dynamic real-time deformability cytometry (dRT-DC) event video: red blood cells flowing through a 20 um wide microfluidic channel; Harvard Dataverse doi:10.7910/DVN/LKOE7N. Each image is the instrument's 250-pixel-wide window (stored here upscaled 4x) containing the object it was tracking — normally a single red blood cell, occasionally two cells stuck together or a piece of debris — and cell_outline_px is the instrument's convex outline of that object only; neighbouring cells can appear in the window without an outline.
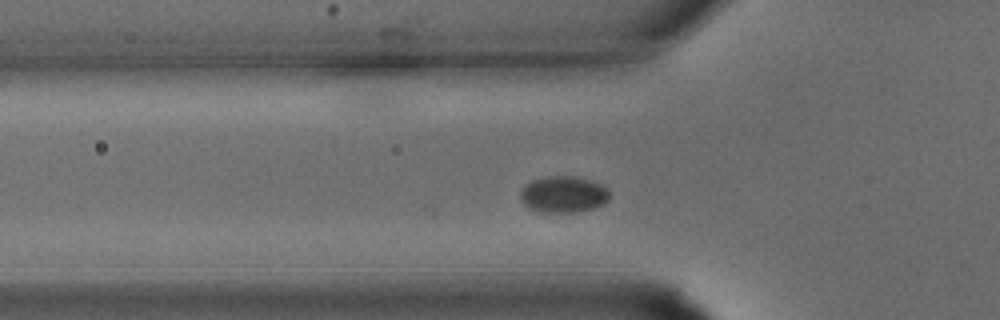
{"species": "common noctule bat (a hibernating species)", "species_latin": "Nyctalus noctula", "temperature_condition": "warm", "stored_images_in_passage": 10, "camera_frame_rate_fps": 3000, "um_per_image_px": 0.085, "animal": {"sex": "male", "body_mass_g": 15.6}, "frame": {"image": 1, "passage_image": 6, "time_ms": 1.667, "image_size_px": [1000, 320], "cell_outline_px": [[608, 200], [604, 204], [592, 208], [576, 212], [540, 212], [524, 204], [520, 200], [520, 192], [524, 184], [532, 180], [544, 176], [576, 176], [592, 180], [600, 184], [608, 192]], "centroid_in_image_um": [47.85, 16.5], "position_along_channel_um": 77.9, "area_um2": 18.96}}
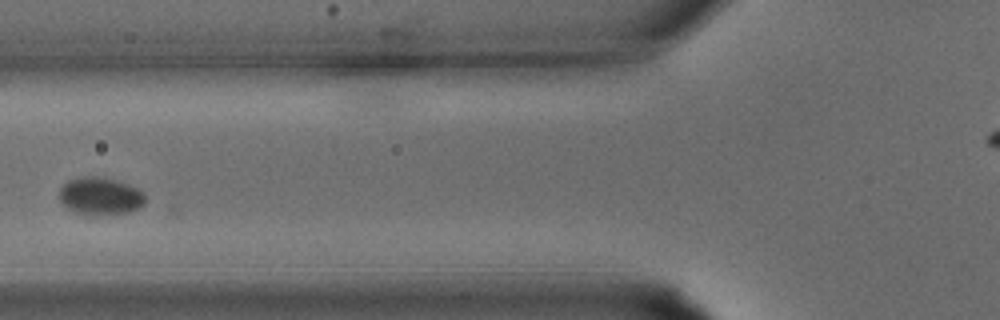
{"frame": {"image": 2, "passage_image": 8, "time_ms": 2.333, "image_size_px": [1000, 320], "cell_outline_px": [[144, 204], [140, 208], [132, 212], [104, 216], [84, 216], [64, 208], [60, 200], [60, 188], [68, 180], [88, 176], [100, 176], [116, 180], [140, 188], [144, 192]], "centroid_in_image_um": [8.53, 16.71], "position_along_channel_um": 117.3, "area_um2": 19.54}}